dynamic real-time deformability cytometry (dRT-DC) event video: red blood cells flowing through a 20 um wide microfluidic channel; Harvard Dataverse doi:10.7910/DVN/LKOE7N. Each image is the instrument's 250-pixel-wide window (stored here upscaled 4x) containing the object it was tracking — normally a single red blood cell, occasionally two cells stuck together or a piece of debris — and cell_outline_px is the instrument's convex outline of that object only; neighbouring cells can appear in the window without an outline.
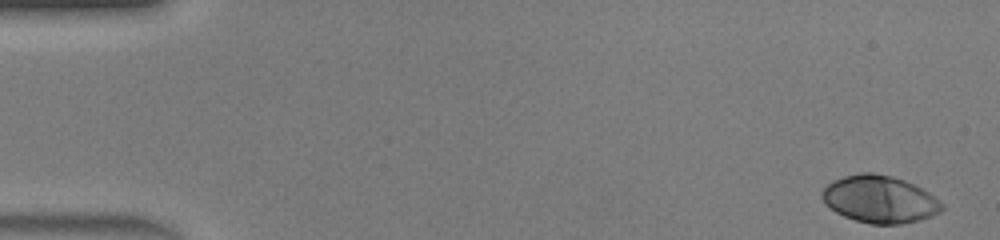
{"species": "human", "species_latin": "Homo sapiens", "temperature_condition": "warm", "stored_images_in_passage": 39, "camera_frame_rate_fps": 3000, "um_per_image_px": 0.085, "donor": {"sex": "male"}, "frame": {"image": 1, "passage_image": 1, "time_ms": 0.0, "image_size_px": [1000, 240], "cell_outline_px": [[944, 208], [940, 212], [920, 220], [900, 224], [868, 224], [844, 216], [836, 212], [824, 204], [820, 196], [820, 192], [832, 180], [844, 176], [860, 172], [872, 172], [892, 176], [904, 180], [928, 192], [940, 200], [944, 204]], "centroid_in_image_um": [74.74, 16.93], "position_along_channel_um": 10.3, "area_um2": 33.23}}
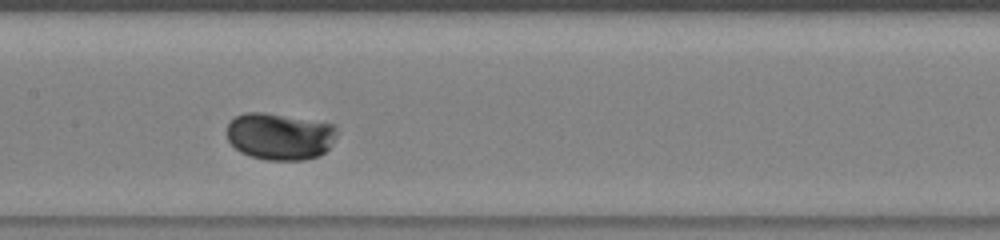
{"frame": {"image": 2, "passage_image": 23, "time_ms": 7.333, "image_size_px": [1000, 240], "cell_outline_px": [[336, 136], [328, 148], [320, 156], [304, 160], [268, 160], [252, 156], [240, 152], [228, 140], [228, 124], [236, 116], [244, 112], [264, 112], [336, 124]], "centroid_in_image_um": [23.8, 11.58], "position_along_channel_um": 183.6, "area_um2": 30.06}}
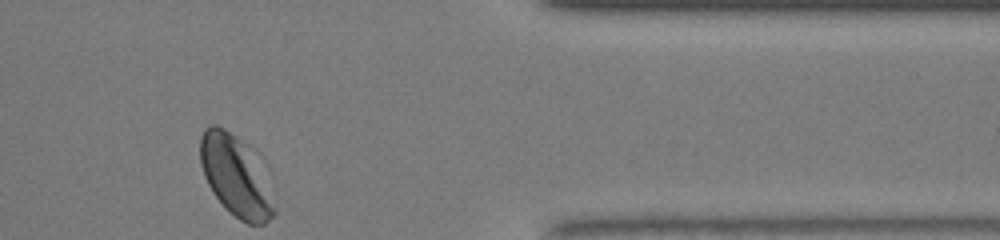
{"frame": {"image": 3, "passage_image": 39, "time_ms": 12.667, "image_size_px": [1000, 240], "cell_outline_px": [[276, 212], [264, 224], [248, 224], [240, 220], [212, 192], [204, 176], [200, 164], [200, 136], [204, 128], [212, 124], [216, 124], [224, 128], [248, 152], [276, 208]], "centroid_in_image_um": [19.91, 15.0], "position_along_channel_um": 391.5, "area_um2": 32.19}, "authors_computed_cell_mechanics": {"area_um2": 30.345, "velocity_mm_per_s": 4.3263, "shape_relaxation_time_tau1_ms": 1.1502, "shape_relaxation_time_tau2_ms": null, "deformation_change_tau1": 0.1388, "deformation_change_tau2": null}}